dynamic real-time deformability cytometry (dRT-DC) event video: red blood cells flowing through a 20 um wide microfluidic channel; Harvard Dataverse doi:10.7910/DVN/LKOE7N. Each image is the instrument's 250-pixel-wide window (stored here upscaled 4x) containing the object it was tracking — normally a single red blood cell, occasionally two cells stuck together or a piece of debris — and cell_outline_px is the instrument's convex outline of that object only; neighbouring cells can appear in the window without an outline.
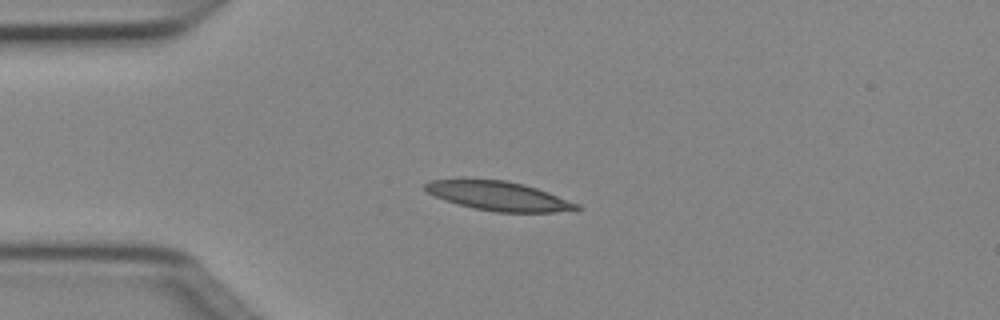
{"species": "Egyptian fruit bat (a non-hibernating species)", "species_latin": "Rousettus aegyptiacus", "temperature_condition": "cold", "stored_images_in_passage": 4, "camera_frame_rate_fps": 3000, "um_per_image_px": 0.085, "animal": {"sex": "female"}, "frame": {"image": 1, "passage_image": 4, "time_ms": 1.0, "image_size_px": [1000, 320], "cell_outline_px": [[584, 208], [552, 212], [496, 212], [476, 208], [444, 200], [428, 192], [424, 188], [424, 184], [428, 180], [504, 180], [524, 184], [548, 192], [580, 204]], "centroid_in_image_um": [42.42, 16.66], "position_along_channel_um": 42.6, "area_um2": 25.26}}